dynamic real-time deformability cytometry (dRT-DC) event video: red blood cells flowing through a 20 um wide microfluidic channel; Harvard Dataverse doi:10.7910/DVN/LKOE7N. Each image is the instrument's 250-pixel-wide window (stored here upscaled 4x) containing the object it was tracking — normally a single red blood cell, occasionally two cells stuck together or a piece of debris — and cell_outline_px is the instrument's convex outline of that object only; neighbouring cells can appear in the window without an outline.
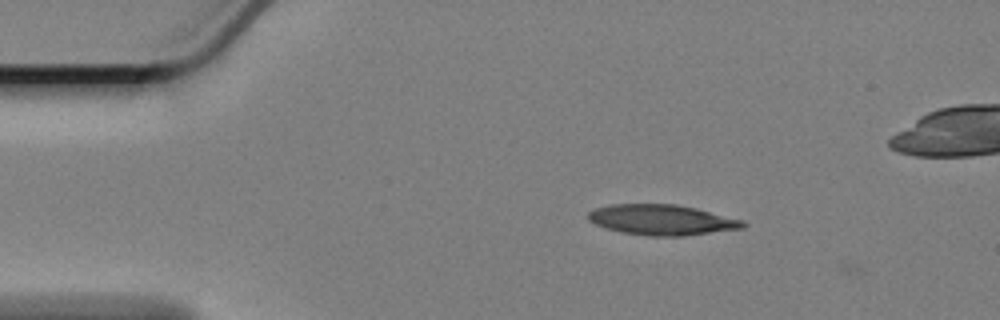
{"species": "Egyptian fruit bat (a non-hibernating species)", "species_latin": "Rousettus aegyptiacus", "temperature_condition": "cold", "stored_images_in_passage": 5, "camera_frame_rate_fps": 3000, "um_per_image_px": 0.085, "animal": {"sex": "female"}, "frame": {"image": 1, "passage_image": 4, "time_ms": 1.0, "image_size_px": [1000, 320], "cell_outline_px": [[748, 224], [744, 228], [684, 236], [648, 236], [620, 232], [604, 228], [588, 220], [588, 212], [596, 208], [612, 204], [676, 204], [696, 208], [744, 220]], "centroid_in_image_um": [56.27, 18.69], "position_along_channel_um": 28.7, "area_um2": 27.63}}